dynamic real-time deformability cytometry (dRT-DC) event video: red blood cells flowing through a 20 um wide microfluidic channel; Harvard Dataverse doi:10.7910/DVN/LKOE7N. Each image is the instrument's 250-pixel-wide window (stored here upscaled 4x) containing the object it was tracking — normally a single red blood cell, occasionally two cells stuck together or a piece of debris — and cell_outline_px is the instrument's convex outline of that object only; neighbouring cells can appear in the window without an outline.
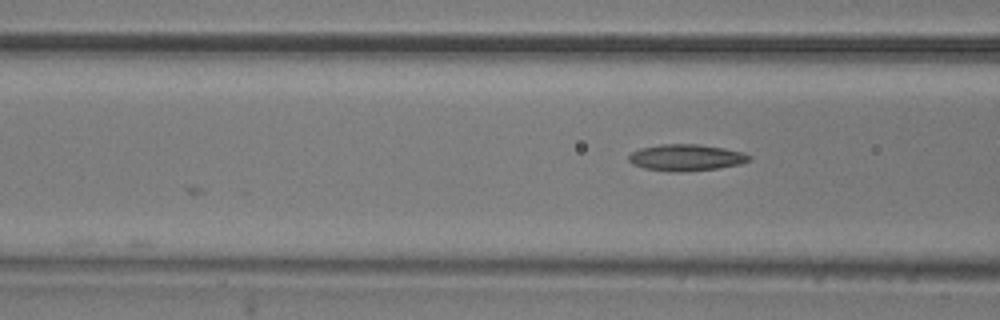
{"species": "common noctule bat (a hibernating species)", "species_latin": "Nyctalus noctula", "temperature_condition": "room temperature", "stored_images_in_passage": 5, "camera_frame_rate_fps": 3000, "um_per_image_px": 0.085, "animal": {"sex": "male", "body_mass_g": 20.5, "forearm_length_mm": 52.5}, "frame": {"image": 1, "passage_image": 3, "time_ms": 0.667, "image_size_px": [1000, 320], "cell_outline_px": [[752, 160], [740, 164], [716, 168], [680, 172], [672, 172], [644, 168], [632, 164], [628, 160], [628, 156], [632, 152], [640, 148], [660, 144], [696, 144], [724, 148], [744, 152], [752, 156]], "centroid_in_image_um": [58.32, 13.39], "position_along_channel_um": 108.3, "area_um2": 18.67}}
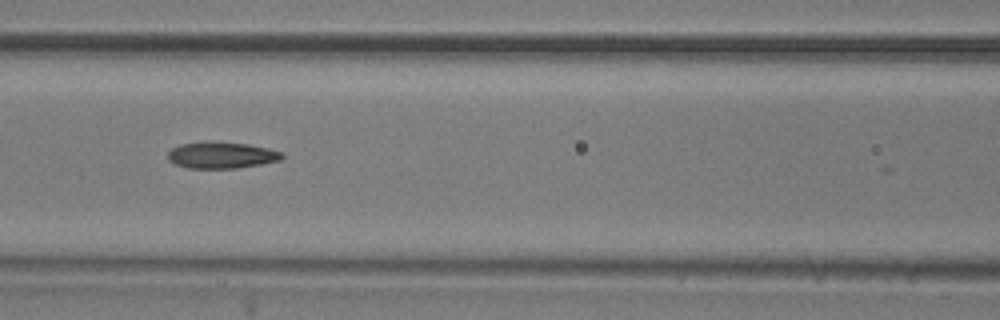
{"frame": {"image": 2, "passage_image": 4, "time_ms": 1.0, "image_size_px": [1000, 320], "cell_outline_px": [[284, 156], [280, 160], [260, 164], [236, 168], [188, 168], [176, 164], [168, 160], [168, 152], [172, 148], [180, 144], [248, 144], [268, 148], [284, 152]], "centroid_in_image_um": [18.87, 13.23], "position_along_channel_um": 147.7, "area_um2": 16.82}}